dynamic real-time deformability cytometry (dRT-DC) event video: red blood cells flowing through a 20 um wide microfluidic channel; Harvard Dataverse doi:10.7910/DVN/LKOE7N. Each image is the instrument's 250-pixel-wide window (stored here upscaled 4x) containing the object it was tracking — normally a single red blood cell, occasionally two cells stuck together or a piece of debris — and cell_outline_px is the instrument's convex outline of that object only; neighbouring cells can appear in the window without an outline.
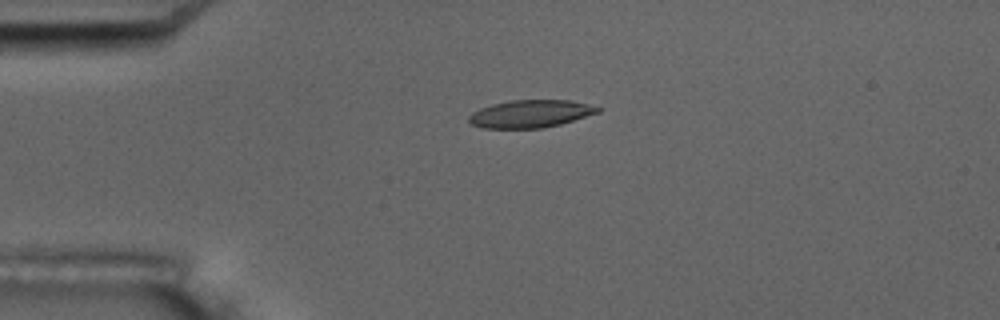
{"species": "common noctule bat (a hibernating species)", "species_latin": "Nyctalus noctula", "temperature_condition": "room temperature", "stored_images_in_passage": 5, "camera_frame_rate_fps": 3000, "um_per_image_px": 0.085, "animal": {"sex": "male", "body_mass_g": 17.5, "forearm_length_mm": 52.3}, "frame": {"image": 1, "passage_image": 3, "time_ms": 2.333, "image_size_px": [1000, 320], "cell_outline_px": [[604, 108], [600, 112], [560, 124], [540, 128], [484, 128], [472, 124], [468, 120], [468, 116], [472, 112], [480, 108], [492, 104], [512, 100], [572, 100]], "centroid_in_image_um": [45.11, 9.66], "position_along_channel_um": 39.9, "area_um2": 20.75}}